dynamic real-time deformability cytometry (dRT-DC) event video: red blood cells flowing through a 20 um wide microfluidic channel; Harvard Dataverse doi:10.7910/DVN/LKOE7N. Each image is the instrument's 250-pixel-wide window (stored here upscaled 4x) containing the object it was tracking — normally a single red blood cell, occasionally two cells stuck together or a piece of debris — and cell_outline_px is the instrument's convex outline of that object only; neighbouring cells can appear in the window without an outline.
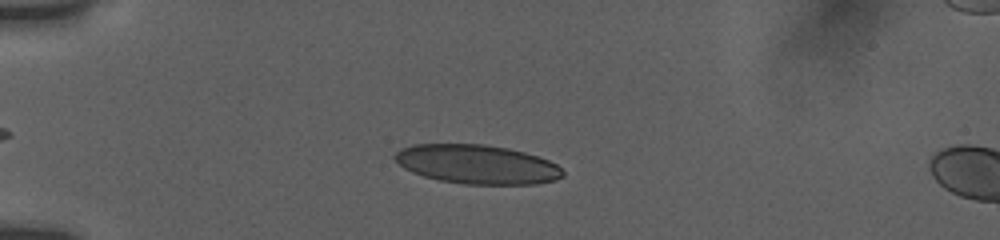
{"species": "human", "species_latin": "Homo sapiens", "temperature_condition": "room temperature", "stored_images_in_passage": 9, "camera_frame_rate_fps": 3000, "um_per_image_px": 0.085, "donor": {"sex": "female"}, "frame": {"image": 1, "passage_image": 6, "time_ms": 3.0, "image_size_px": [1000, 240], "cell_outline_px": [[564, 176], [556, 180], [536, 184], [464, 184], [440, 180], [424, 176], [412, 172], [404, 168], [392, 156], [400, 148], [412, 144], [484, 144], [508, 148], [524, 152], [548, 160], [556, 164], [564, 172]], "centroid_in_image_um": [40.54, 13.96], "position_along_channel_um": 44.5, "area_um2": 38.26}}